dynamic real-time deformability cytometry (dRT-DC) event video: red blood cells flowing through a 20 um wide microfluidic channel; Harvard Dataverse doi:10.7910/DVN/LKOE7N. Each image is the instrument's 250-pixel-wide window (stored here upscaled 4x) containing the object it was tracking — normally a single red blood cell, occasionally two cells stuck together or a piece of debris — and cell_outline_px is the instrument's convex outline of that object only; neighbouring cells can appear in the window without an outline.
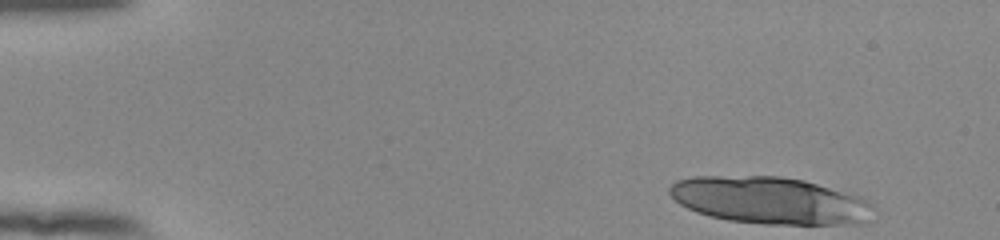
{"species": "human", "species_latin": "Homo sapiens", "temperature_condition": "room temperature", "stored_images_in_passage": 14, "camera_frame_rate_fps": 3000, "um_per_image_px": 0.085, "donor": {"sex": "female"}, "frame": {"image": 1, "passage_image": 1, "time_ms": 0.0, "image_size_px": [1000, 240], "cell_outline_px": [[876, 208], [872, 220], [868, 224], [764, 224], [728, 220], [696, 212], [680, 204], [668, 192], [668, 188], [676, 180], [692, 176], [780, 176], [804, 180], [860, 196], [872, 204]], "centroid_in_image_um": [65.51, 17.04], "position_along_channel_um": 19.5, "area_um2": 56.47}}